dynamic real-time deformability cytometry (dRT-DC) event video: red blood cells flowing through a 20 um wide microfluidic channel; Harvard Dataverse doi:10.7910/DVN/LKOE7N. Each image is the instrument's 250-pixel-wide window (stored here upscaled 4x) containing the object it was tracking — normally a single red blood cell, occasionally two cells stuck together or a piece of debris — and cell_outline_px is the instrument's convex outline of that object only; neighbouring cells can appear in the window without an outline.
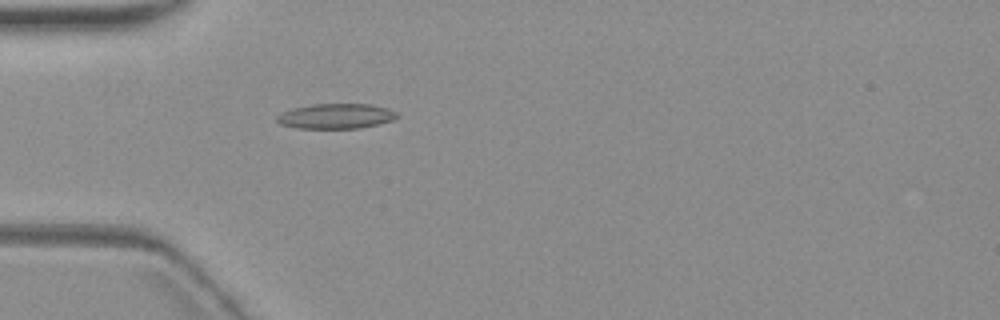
{"species": "common noctule bat (a hibernating species)", "species_latin": "Nyctalus noctula", "temperature_condition": "warm", "stored_images_in_passage": 1, "camera_frame_rate_fps": 3000, "um_per_image_px": 0.085, "animal": {"sex": "female", "body_mass_g": 19.3, "forearm_length_mm": 54.1}, "frame": {"image": 1, "passage_image": 1, "time_ms": 0.0, "image_size_px": [1000, 320], "cell_outline_px": [[396, 116], [392, 120], [360, 128], [296, 128], [280, 124], [276, 120], [276, 116], [284, 112], [296, 108], [312, 104], [372, 104], [388, 108], [396, 112]], "centroid_in_image_um": [28.55, 9.87], "position_along_channel_um": 56.5, "area_um2": 17.28}}